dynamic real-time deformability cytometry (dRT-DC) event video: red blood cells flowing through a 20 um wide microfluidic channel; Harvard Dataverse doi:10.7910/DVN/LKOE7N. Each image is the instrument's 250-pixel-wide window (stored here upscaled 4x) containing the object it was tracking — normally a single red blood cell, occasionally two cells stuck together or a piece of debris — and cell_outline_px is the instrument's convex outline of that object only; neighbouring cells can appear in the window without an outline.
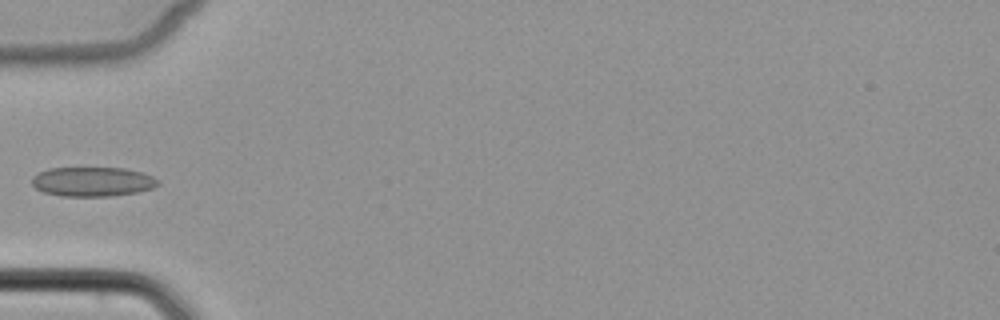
{"species": "common noctule bat (a hibernating species)", "species_latin": "Nyctalus noctula", "temperature_condition": "cold", "stored_images_in_passage": 7, "camera_frame_rate_fps": 3000, "um_per_image_px": 0.085, "animal": {"sex": "female", "body_mass_g": 22.7, "forearm_length_mm": 54.2}, "frame": {"image": 1, "passage_image": 6, "time_ms": 6.0, "image_size_px": [1000, 320], "cell_outline_px": [[160, 184], [152, 188], [136, 192], [112, 196], [60, 196], [44, 192], [36, 188], [32, 184], [32, 176], [36, 172], [48, 168], [124, 168], [144, 172], [160, 180]], "centroid_in_image_um": [7.86, 15.43], "position_along_channel_um": 77.1, "area_um2": 21.85}}
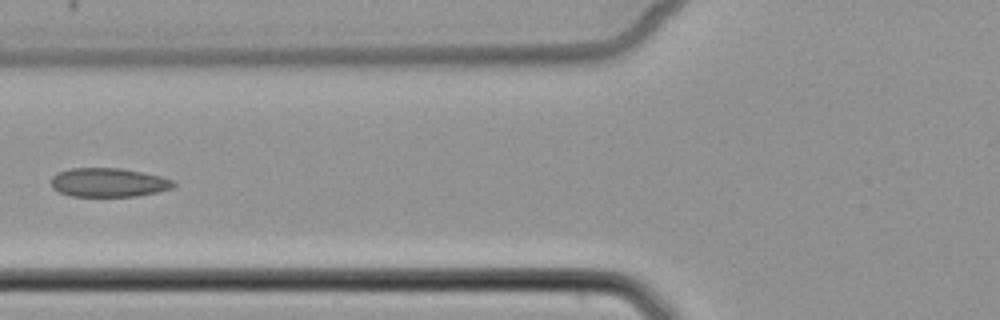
{"frame": {"image": 2, "passage_image": 7, "time_ms": 7.0, "image_size_px": [1000, 320], "cell_outline_px": [[176, 184], [172, 188], [156, 192], [136, 196], [72, 196], [60, 192], [52, 188], [52, 176], [68, 168], [120, 168], [160, 176], [172, 180]], "centroid_in_image_um": [9.21, 15.51], "position_along_channel_um": 116.6, "area_um2": 20.4}}